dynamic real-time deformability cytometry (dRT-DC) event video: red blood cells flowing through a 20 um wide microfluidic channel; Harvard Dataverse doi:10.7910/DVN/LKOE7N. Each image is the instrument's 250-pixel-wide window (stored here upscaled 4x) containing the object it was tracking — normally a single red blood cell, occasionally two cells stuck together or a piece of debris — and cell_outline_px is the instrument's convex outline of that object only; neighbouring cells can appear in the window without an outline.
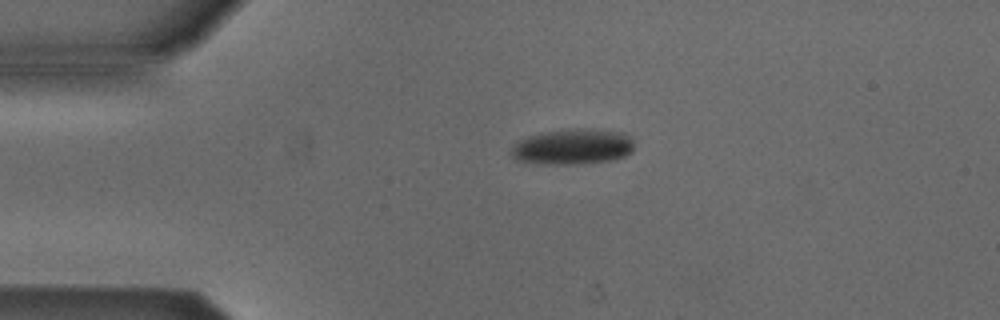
{"species": "Egyptian fruit bat (a non-hibernating species)", "species_latin": "Rousettus aegyptiacus", "temperature_condition": "cold", "stored_images_in_passage": 42, "camera_frame_rate_fps": 3000, "um_per_image_px": 0.085, "animal": {"sex": "male"}, "frame": {"image": 1, "passage_image": 1, "time_ms": 0.0, "image_size_px": [1000, 320], "cell_outline_px": [[632, 152], [624, 156], [612, 160], [572, 164], [540, 164], [516, 160], [512, 156], [512, 148], [520, 140], [528, 136], [548, 132], [580, 128], [620, 132], [628, 136], [632, 140]], "centroid_in_image_um": [48.67, 12.49], "position_along_channel_um": 36.3, "area_um2": 24.97}}
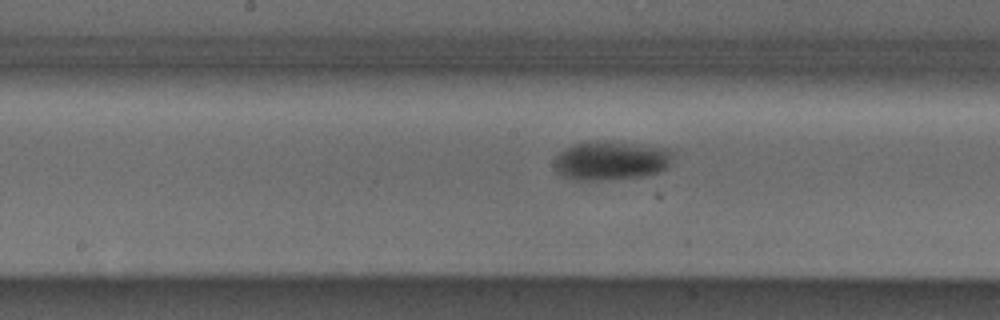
{"frame": {"image": 2, "passage_image": 16, "time_ms": 5.0, "image_size_px": [1000, 320], "cell_outline_px": [[676, 148], [672, 164], [660, 172], [644, 176], [612, 180], [572, 180], [560, 176], [556, 172], [556, 156], [560, 152], [572, 144], [588, 140], [596, 140]], "centroid_in_image_um": [52.0, 13.64], "position_along_channel_um": 196.2, "area_um2": 27.8}}
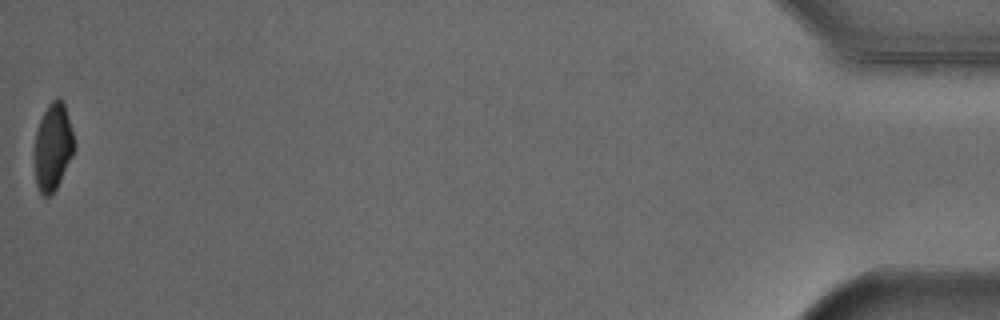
{"frame": {"image": 3, "passage_image": 42, "time_ms": 13.667, "image_size_px": [1000, 320], "cell_outline_px": [[76, 148], [52, 196], [40, 196], [36, 184], [32, 152], [36, 132], [40, 120], [48, 104], [56, 96], [60, 96], [64, 104], [76, 144]], "centroid_in_image_um": [4.46, 12.51], "position_along_channel_um": 430.7, "area_um2": 20.75}, "authors_computed_cell_mechanics": {"area_um2": 25.8655, "velocity_mm_per_s": 3.9005, "shape_relaxation_time_tau1_ms": 3.6456, "shape_relaxation_time_tau2_ms": null, "deformation_change_tau1": 0.1193, "deformation_change_tau2": null}}